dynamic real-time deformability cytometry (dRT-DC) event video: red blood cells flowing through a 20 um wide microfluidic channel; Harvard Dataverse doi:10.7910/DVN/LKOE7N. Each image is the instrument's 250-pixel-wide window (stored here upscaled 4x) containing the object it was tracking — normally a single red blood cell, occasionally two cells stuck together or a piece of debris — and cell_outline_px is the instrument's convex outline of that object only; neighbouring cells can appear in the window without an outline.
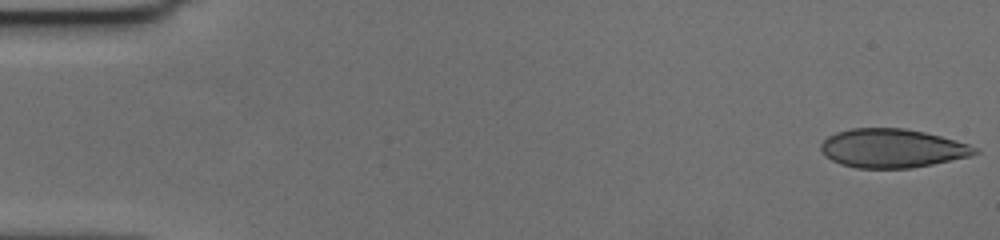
{"species": "human", "species_latin": "Homo sapiens", "temperature_condition": "cold", "stored_images_in_passage": 57, "camera_frame_rate_fps": 3000, "um_per_image_px": 0.085, "donor": {"sex": "female"}, "frame": {"image": 1, "passage_image": 1, "time_ms": 0.0, "image_size_px": [1000, 240], "cell_outline_px": [[980, 152], [972, 156], [912, 168], [856, 168], [840, 164], [832, 160], [820, 148], [820, 144], [828, 136], [836, 132], [852, 128], [904, 128], [924, 132], [956, 140], [980, 148]], "centroid_in_image_um": [75.88, 12.6], "position_along_channel_um": 9.1, "area_um2": 34.85}}
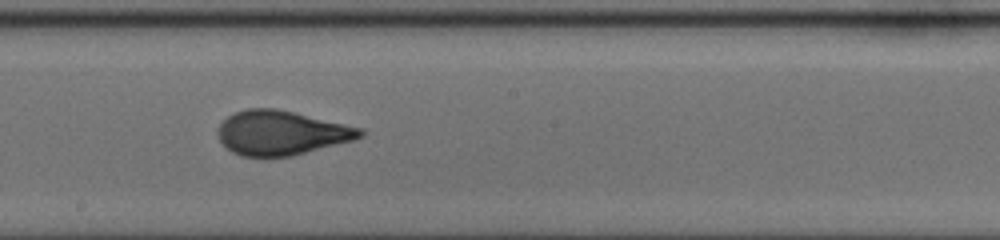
{"frame": {"image": 2, "passage_image": 32, "time_ms": 10.333, "image_size_px": [1000, 240], "cell_outline_px": [[364, 136], [352, 140], [292, 156], [240, 156], [232, 152], [220, 140], [216, 132], [220, 124], [228, 116], [236, 112], [248, 108], [276, 108], [364, 128]], "centroid_in_image_um": [23.92, 11.28], "position_along_channel_um": 224.3, "area_um2": 36.59}}
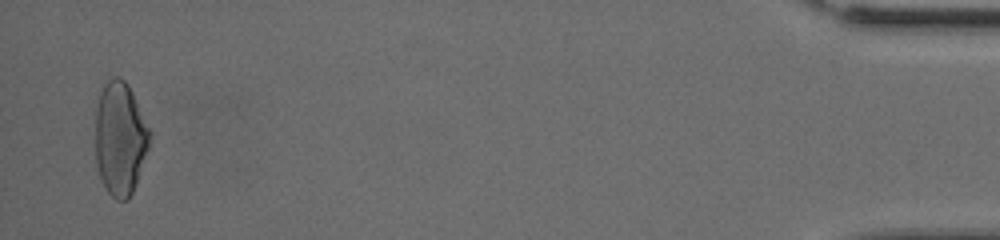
{"frame": {"image": 3, "passage_image": 56, "time_ms": 18.333, "image_size_px": [1000, 240], "cell_outline_px": [[148, 148], [132, 192], [128, 200], [116, 200], [108, 192], [100, 180], [96, 164], [96, 104], [100, 92], [104, 84], [112, 76], [120, 76], [128, 84], [132, 92], [148, 128]], "centroid_in_image_um": [10.16, 11.76], "position_along_channel_um": 425.0, "area_um2": 35.43}, "authors_computed_cell_mechanics": {"area_um2": 35.8938, "velocity_mm_per_s": 3.6053, "shape_relaxation_time_tau1_ms": 7.0448, "shape_relaxation_time_tau2_ms": null, "deformation_change_tau1": 0.1958, "deformation_change_tau2": null}}